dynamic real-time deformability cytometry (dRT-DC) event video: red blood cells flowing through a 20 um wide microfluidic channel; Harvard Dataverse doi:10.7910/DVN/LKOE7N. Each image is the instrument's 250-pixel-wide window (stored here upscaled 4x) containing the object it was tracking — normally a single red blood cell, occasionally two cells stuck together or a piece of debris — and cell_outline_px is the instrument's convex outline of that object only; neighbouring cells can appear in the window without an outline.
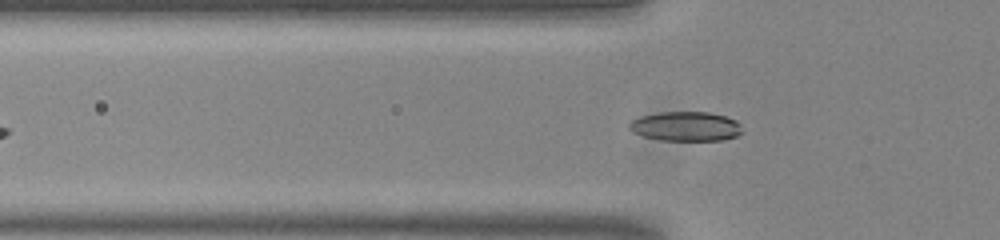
{"species": "common noctule bat (a hibernating species)", "species_latin": "Nyctalus noctula", "temperature_condition": "room temperature", "stored_images_in_passage": 40, "camera_frame_rate_fps": 3000, "um_per_image_px": 0.085, "animal": {"sex": "male", "body_mass_g": 20.0, "forearm_length_mm": 53.3}, "frame": {"image": 1, "passage_image": 8, "time_ms": 2.333, "image_size_px": [1000, 240], "cell_outline_px": [[744, 132], [736, 136], [724, 140], [664, 140], [644, 136], [632, 132], [628, 128], [628, 124], [632, 120], [640, 116], [660, 112], [708, 112], [724, 116], [736, 120], [740, 124]], "centroid_in_image_um": [58.3, 10.74], "position_along_channel_um": 67.5, "area_um2": 19.42}}
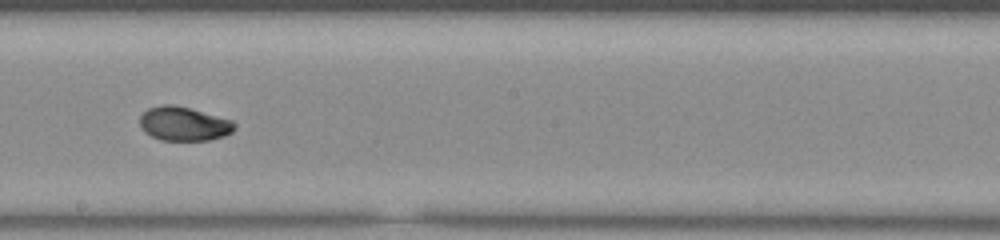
{"frame": {"image": 2, "passage_image": 21, "time_ms": 6.667, "image_size_px": [1000, 240], "cell_outline_px": [[236, 128], [232, 132], [224, 136], [208, 140], [160, 140], [144, 132], [140, 128], [140, 116], [148, 108], [160, 104], [172, 104], [188, 108], [232, 120], [236, 124]], "centroid_in_image_um": [15.6, 10.52], "position_along_channel_um": 232.6, "area_um2": 18.79}}
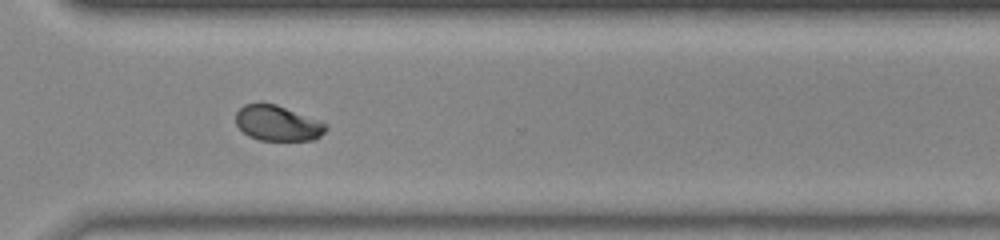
{"frame": {"image": 3, "passage_image": 30, "time_ms": 9.667, "image_size_px": [1000, 240], "cell_outline_px": [[328, 128], [316, 140], [260, 140], [248, 136], [236, 124], [236, 112], [244, 104], [276, 104], [328, 124]], "centroid_in_image_um": [23.61, 10.49], "position_along_channel_um": 347.0, "area_um2": 18.38}, "authors_computed_cell_mechanics": {"area_um2": 18.7561, "velocity_mm_per_s": 3.8065, "shape_relaxation_time_tau1_ms": 5.2225, "shape_relaxation_time_tau2_ms": 1.0859, "deformation_change_tau1": 0.1452, "deformation_change_tau2": 0.0359}}